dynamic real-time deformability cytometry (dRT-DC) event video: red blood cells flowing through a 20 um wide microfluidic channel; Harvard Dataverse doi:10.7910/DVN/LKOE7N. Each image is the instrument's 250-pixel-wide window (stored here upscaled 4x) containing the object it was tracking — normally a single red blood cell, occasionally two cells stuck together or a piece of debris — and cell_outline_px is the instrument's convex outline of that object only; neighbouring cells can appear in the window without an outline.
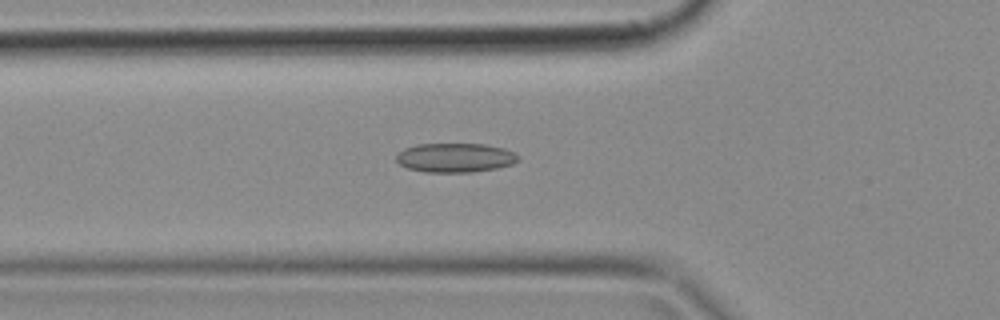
{"species": "common noctule bat (a hibernating species)", "species_latin": "Nyctalus noctula", "temperature_condition": "cold", "stored_images_in_passage": 35, "camera_frame_rate_fps": 3000, "um_per_image_px": 0.085, "animal": {"sex": "female", "body_mass_g": 18.4}, "frame": {"image": 1, "passage_image": 2, "time_ms": 0.333, "image_size_px": [1000, 320], "cell_outline_px": [[520, 160], [512, 164], [496, 168], [472, 172], [424, 172], [408, 168], [400, 164], [396, 160], [396, 156], [404, 148], [416, 144], [484, 144], [504, 148], [520, 156]], "centroid_in_image_um": [38.7, 13.4], "position_along_channel_um": 87.1, "area_um2": 20.75}}
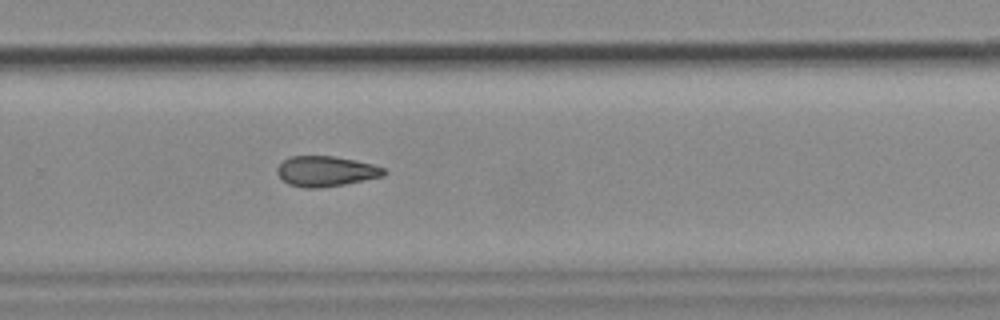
{"frame": {"image": 2, "passage_image": 18, "time_ms": 5.667, "image_size_px": [1000, 320], "cell_outline_px": [[388, 172], [384, 176], [344, 184], [320, 188], [304, 188], [288, 184], [276, 172], [276, 168], [284, 160], [292, 156], [332, 156], [356, 160], [372, 164], [384, 168]], "centroid_in_image_um": [27.71, 14.56], "position_along_channel_um": 302.1, "area_um2": 18.84}}
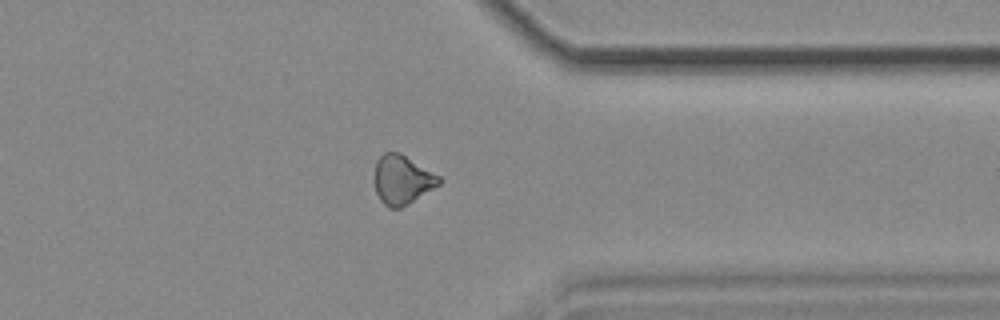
{"frame": {"image": 3, "passage_image": 24, "time_ms": 7.667, "image_size_px": [1000, 320], "cell_outline_px": [[444, 180], [440, 184], [408, 204], [400, 208], [388, 208], [380, 200], [376, 192], [372, 180], [376, 160], [384, 152], [400, 152], [440, 176]], "centroid_in_image_um": [34.15, 15.27], "position_along_channel_um": 377.2, "area_um2": 18.84}}